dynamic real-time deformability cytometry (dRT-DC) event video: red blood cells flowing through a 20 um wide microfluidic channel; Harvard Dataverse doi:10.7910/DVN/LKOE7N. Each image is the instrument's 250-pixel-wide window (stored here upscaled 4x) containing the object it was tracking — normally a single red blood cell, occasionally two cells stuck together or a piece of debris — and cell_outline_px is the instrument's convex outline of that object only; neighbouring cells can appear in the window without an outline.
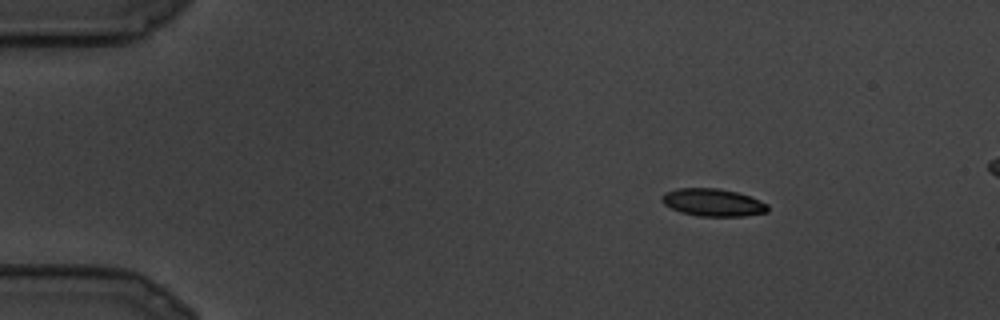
{"species": "common noctule bat (a hibernating species)", "species_latin": "Nyctalus noctula", "temperature_condition": "cold", "stored_images_in_passage": 8, "camera_frame_rate_fps": 3000, "um_per_image_px": 0.085, "animal": {"sex": "male", "body_mass_g": 19.5, "forearm_length_mm": 54.6}, "frame": {"image": 1, "passage_image": 2, "time_ms": 0.333, "image_size_px": [1000, 320], "cell_outline_px": [[768, 212], [744, 216], [700, 216], [680, 212], [664, 204], [660, 200], [660, 196], [664, 192], [676, 188], [720, 188], [736, 192], [748, 196], [768, 204]], "centroid_in_image_um": [60.56, 17.2], "position_along_channel_um": 24.4, "area_um2": 17.05}}
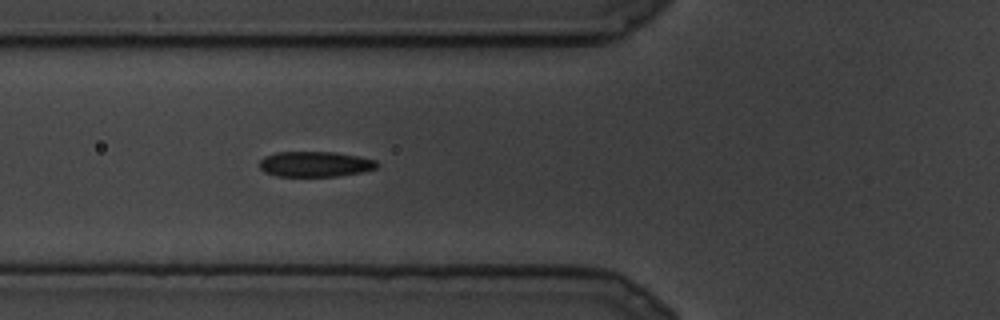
{"frame": {"image": 2, "passage_image": 8, "time_ms": 2.333, "image_size_px": [1000, 320], "cell_outline_px": [[380, 164], [376, 168], [364, 172], [336, 176], [276, 176], [264, 172], [260, 168], [260, 160], [264, 156], [276, 152], [336, 152], [360, 156], [376, 160]], "centroid_in_image_um": [26.81, 13.94], "position_along_channel_um": 99.0, "area_um2": 17.57}}